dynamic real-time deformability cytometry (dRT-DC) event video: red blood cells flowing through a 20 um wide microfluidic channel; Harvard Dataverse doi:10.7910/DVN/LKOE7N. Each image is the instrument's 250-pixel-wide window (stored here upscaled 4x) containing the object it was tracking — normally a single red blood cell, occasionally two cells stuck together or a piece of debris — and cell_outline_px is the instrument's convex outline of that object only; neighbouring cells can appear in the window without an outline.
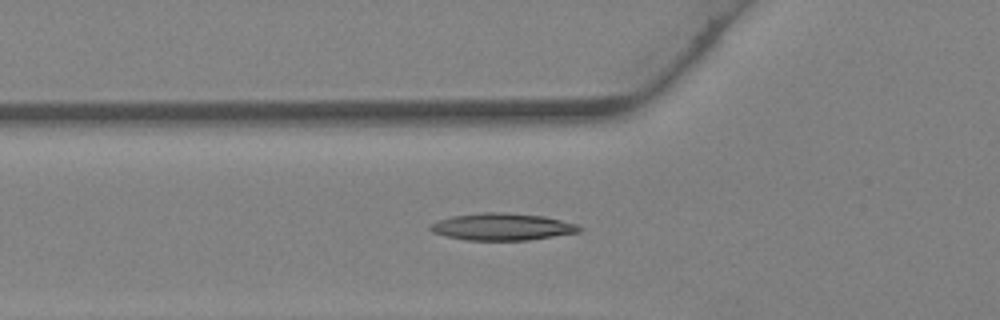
{"species": "Egyptian fruit bat (a non-hibernating species)", "species_latin": "Rousettus aegyptiacus", "temperature_condition": "warm", "stored_images_in_passage": 35, "camera_frame_rate_fps": 3000, "um_per_image_px": 0.085, "animal": {"sex": "female"}, "frame": {"image": 1, "passage_image": 14, "time_ms": 4.333, "image_size_px": [1000, 320], "cell_outline_px": [[584, 228], [580, 232], [528, 240], [464, 240], [444, 236], [432, 232], [428, 228], [428, 224], [452, 216], [484, 212], [504, 212], [544, 216], [580, 224]], "centroid_in_image_um": [42.7, 19.27], "position_along_channel_um": 83.1, "area_um2": 23.76}}
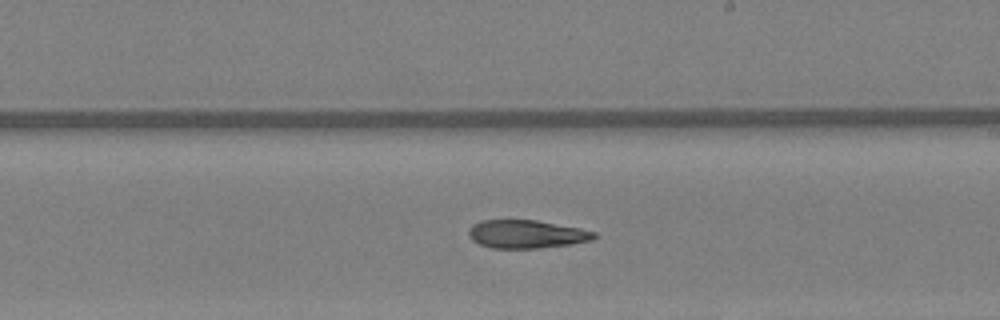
{"frame": {"image": 2, "passage_image": 23, "time_ms": 7.333, "image_size_px": [1000, 320], "cell_outline_px": [[596, 236], [592, 240], [572, 244], [536, 248], [492, 248], [480, 244], [472, 240], [468, 236], [468, 232], [472, 224], [484, 220], [536, 220], [580, 228], [596, 232]], "centroid_in_image_um": [44.75, 19.9], "position_along_channel_um": 244.3, "area_um2": 20.58}}
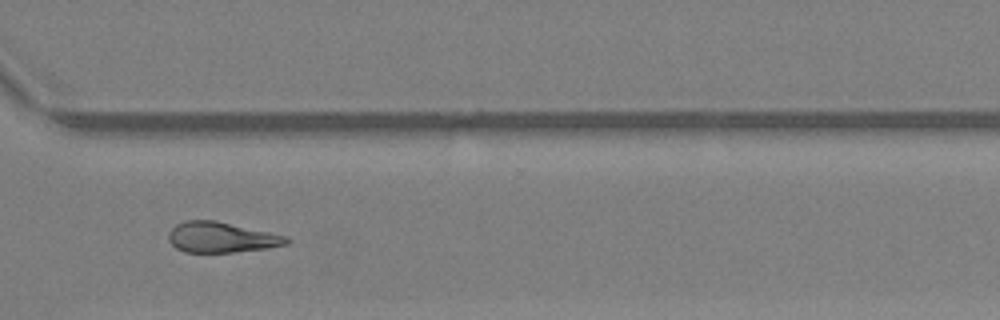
{"frame": {"image": 3, "passage_image": 29, "time_ms": 9.333, "image_size_px": [1000, 320], "cell_outline_px": [[288, 244], [268, 248], [232, 252], [184, 252], [176, 248], [168, 240], [168, 232], [176, 224], [184, 220], [216, 220], [288, 236]], "centroid_in_image_um": [18.79, 20.16], "position_along_channel_um": 351.8, "area_um2": 21.04}}